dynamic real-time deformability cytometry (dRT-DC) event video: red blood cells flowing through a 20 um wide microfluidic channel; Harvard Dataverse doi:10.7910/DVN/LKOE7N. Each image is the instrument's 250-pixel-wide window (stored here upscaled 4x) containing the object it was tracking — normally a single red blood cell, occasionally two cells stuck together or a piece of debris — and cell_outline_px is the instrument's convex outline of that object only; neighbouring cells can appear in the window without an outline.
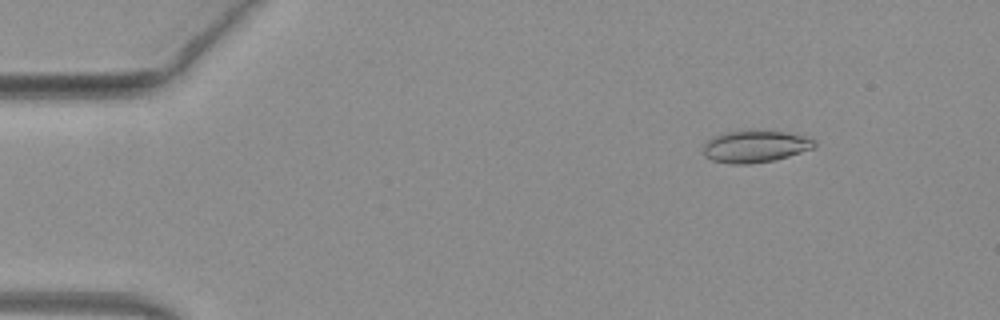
{"species": "common noctule bat (a hibernating species)", "species_latin": "Nyctalus noctula", "temperature_condition": "warm", "stored_images_in_passage": 51, "camera_frame_rate_fps": 3000, "um_per_image_px": 0.085, "animal": {"sex": "female", "body_mass_g": 19.3, "forearm_length_mm": 54.1}, "frame": {"image": 1, "passage_image": 7, "time_ms": 2.0, "image_size_px": [1000, 320], "cell_outline_px": [[816, 148], [788, 156], [772, 160], [748, 164], [728, 164], [712, 160], [704, 156], [704, 140], [712, 136], [724, 132], [756, 128], [764, 128], [808, 136], [816, 140]], "centroid_in_image_um": [64.2, 12.4], "position_along_channel_um": 20.8, "area_um2": 21.68}}
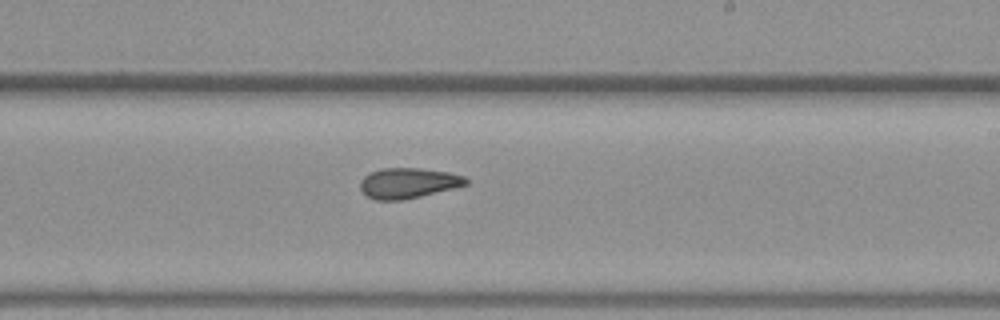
{"frame": {"image": 2, "passage_image": 31, "time_ms": 10.0, "image_size_px": [1000, 320], "cell_outline_px": [[468, 184], [404, 200], [376, 200], [368, 196], [360, 188], [360, 180], [368, 172], [380, 168], [420, 168], [448, 172], [464, 176], [468, 180]], "centroid_in_image_um": [34.66, 15.55], "position_along_channel_um": 254.3, "area_um2": 18.67}}
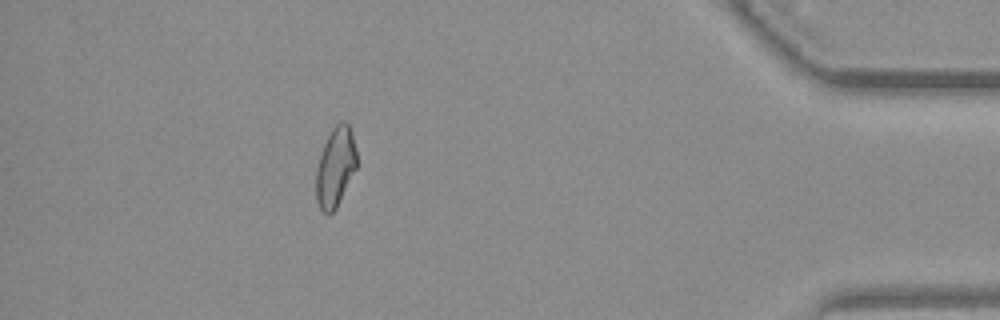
{"frame": {"image": 3, "passage_image": 46, "time_ms": 15.0, "image_size_px": [1000, 320], "cell_outline_px": [[356, 168], [336, 208], [328, 216], [320, 208], [316, 200], [316, 168], [324, 144], [332, 128], [340, 120], [344, 120], [348, 124], [352, 132], [356, 148]], "centroid_in_image_um": [28.51, 14.18], "position_along_channel_um": 406.7, "area_um2": 18.79}, "authors_computed_cell_mechanics": {"area_um2": 19.2474, "velocity_mm_per_s": 4.066, "shape_relaxation_time_tau1_ms": 4.6868, "shape_relaxation_time_tau2_ms": 4.0794, "deformation_change_tau1": 0.1591, "deformation_change_tau2": 0.1212}}